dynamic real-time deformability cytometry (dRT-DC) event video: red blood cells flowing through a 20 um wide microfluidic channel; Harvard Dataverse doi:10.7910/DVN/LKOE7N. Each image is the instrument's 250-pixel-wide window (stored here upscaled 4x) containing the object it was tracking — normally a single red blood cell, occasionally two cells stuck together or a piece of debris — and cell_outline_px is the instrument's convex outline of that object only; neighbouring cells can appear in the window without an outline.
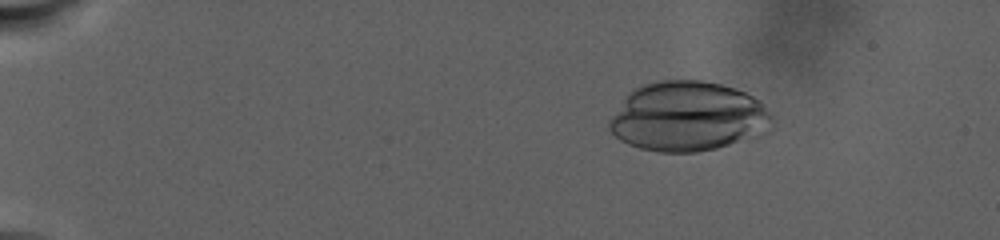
{"species": "human", "species_latin": "Homo sapiens", "temperature_condition": "warm", "stored_images_in_passage": 81, "camera_frame_rate_fps": 3000, "um_per_image_px": 0.085, "donor": {"sex": "male"}, "frame": {"image": 1, "passage_image": 19, "time_ms": 5.0, "image_size_px": [1000, 240], "cell_outline_px": [[772, 116], [736, 140], [728, 144], [716, 148], [696, 152], [660, 152], [640, 148], [628, 144], [620, 140], [608, 128], [608, 124], [612, 116], [624, 100], [640, 84], [660, 80], [704, 80], [736, 88], [752, 96]], "centroid_in_image_um": [58.27, 9.86], "position_along_channel_um": 26.7, "area_um2": 63.41}}
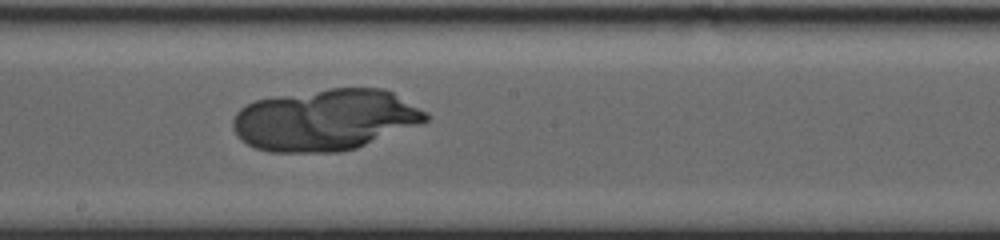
{"frame": {"image": 2, "passage_image": 57, "time_ms": 18.0, "image_size_px": [1000, 240], "cell_outline_px": [[432, 116], [428, 120], [420, 124], [356, 148], [340, 152], [268, 152], [256, 148], [240, 140], [236, 136], [232, 128], [232, 120], [236, 112], [240, 108], [256, 100], [276, 96], [328, 88], [384, 88], [392, 92], [428, 112]], "centroid_in_image_um": [27.63, 10.19], "position_along_channel_um": 220.6, "area_um2": 69.3}}
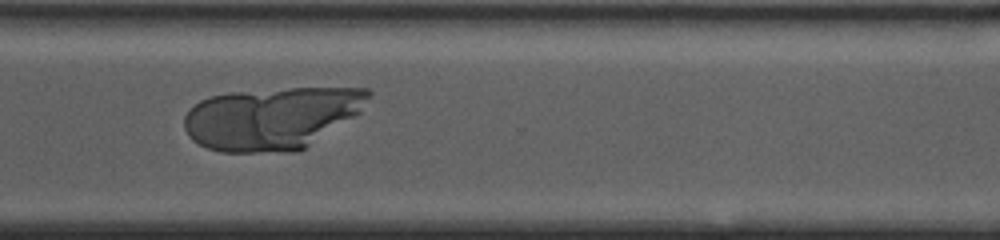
{"frame": {"image": 3, "passage_image": 80, "time_ms": 23.333, "image_size_px": [1000, 240], "cell_outline_px": [[372, 92], [360, 112], [304, 148], [292, 152], [220, 152], [208, 148], [192, 140], [188, 136], [184, 128], [184, 116], [200, 100], [212, 96], [228, 92], [288, 88], [368, 88]], "centroid_in_image_um": [23.07, 10.03], "position_along_channel_um": 347.5, "area_um2": 66.64}}